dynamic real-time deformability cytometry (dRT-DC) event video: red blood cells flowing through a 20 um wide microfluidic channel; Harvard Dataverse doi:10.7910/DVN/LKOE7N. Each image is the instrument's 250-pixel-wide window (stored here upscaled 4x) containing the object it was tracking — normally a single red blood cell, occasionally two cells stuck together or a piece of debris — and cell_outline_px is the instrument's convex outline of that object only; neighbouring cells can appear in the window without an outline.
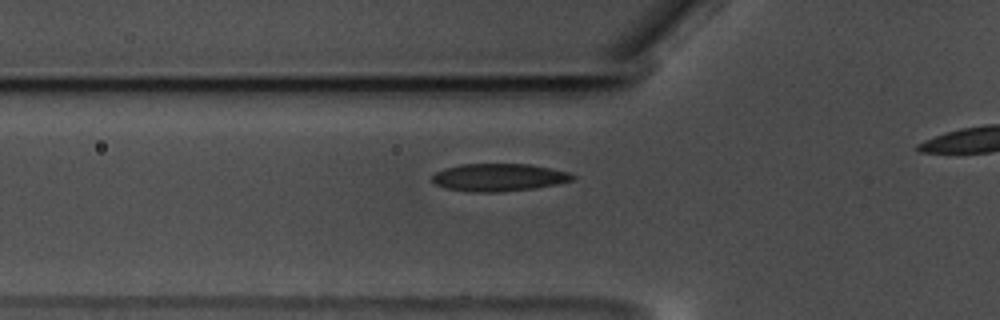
{"species": "common noctule bat (a hibernating species)", "species_latin": "Nyctalus noctula", "temperature_condition": "warm", "stored_images_in_passage": 43, "camera_frame_rate_fps": 3000, "um_per_image_px": 0.085, "animal": {"sex": "male", "body_mass_g": 17.5, "forearm_length_mm": 52.3}, "frame": {"image": 1, "passage_image": 15, "time_ms": 4.667, "image_size_px": [1000, 320], "cell_outline_px": [[576, 176], [572, 180], [556, 184], [536, 188], [500, 192], [472, 192], [444, 188], [436, 184], [432, 180], [432, 176], [436, 172], [444, 168], [460, 164], [532, 164], [552, 168], [568, 172]], "centroid_in_image_um": [42.4, 15.07], "position_along_channel_um": 83.4, "area_um2": 22.72}}
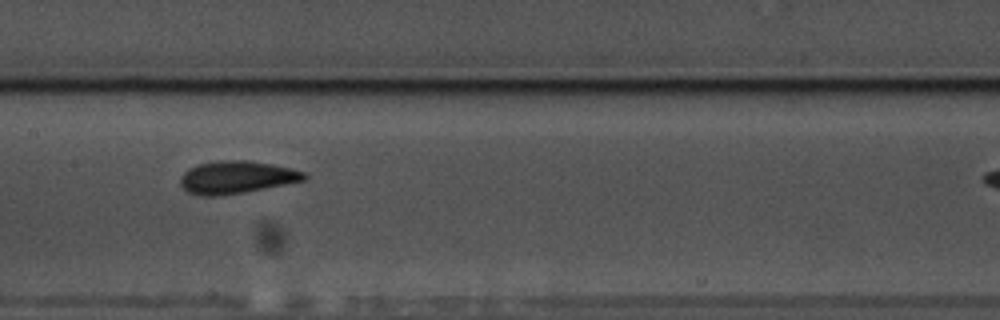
{"frame": {"image": 2, "passage_image": 24, "time_ms": 7.667, "image_size_px": [1000, 320], "cell_outline_px": [[308, 176], [304, 180], [244, 192], [216, 196], [200, 196], [188, 192], [180, 184], [180, 176], [188, 168], [200, 164], [220, 160], [248, 160], [272, 164], [292, 168], [304, 172]], "centroid_in_image_um": [20.08, 15.06], "position_along_channel_um": 187.3, "area_um2": 23.41}}
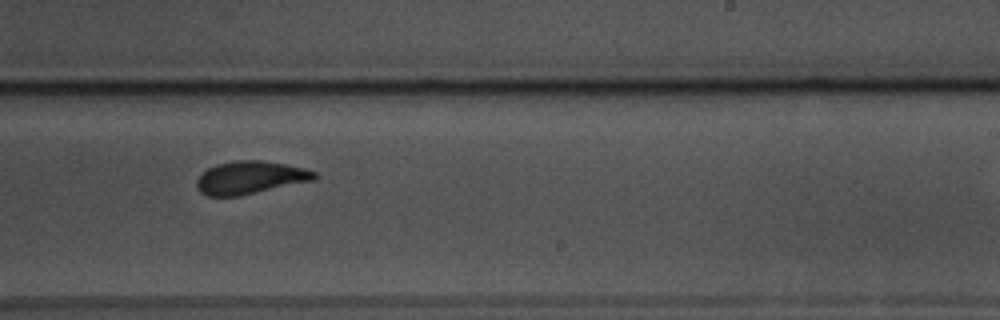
{"frame": {"image": 3, "passage_image": 31, "time_ms": 10.0, "image_size_px": [1000, 320], "cell_outline_px": [[316, 176], [312, 180], [240, 196], [208, 196], [200, 192], [196, 188], [196, 180], [208, 168], [216, 164], [236, 160], [260, 160], [284, 164], [304, 168], [316, 172]], "centroid_in_image_um": [21.21, 15.1], "position_along_channel_um": 267.8, "area_um2": 22.31}}